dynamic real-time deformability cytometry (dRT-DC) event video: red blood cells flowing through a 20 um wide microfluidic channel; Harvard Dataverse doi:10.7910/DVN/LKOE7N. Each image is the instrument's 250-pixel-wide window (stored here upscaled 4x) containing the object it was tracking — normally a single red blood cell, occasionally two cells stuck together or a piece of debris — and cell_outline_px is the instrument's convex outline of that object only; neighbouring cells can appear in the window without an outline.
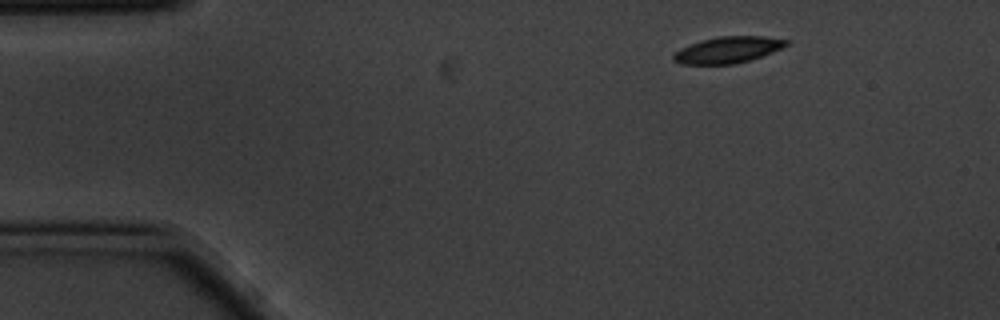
{"species": "common noctule bat (a hibernating species)", "species_latin": "Nyctalus noctula", "temperature_condition": "cold", "stored_images_in_passage": 9, "camera_frame_rate_fps": 3000, "um_per_image_px": 0.085, "animal": {"sex": "male", "body_mass_g": 20.1, "forearm_length_mm": 53.5}, "frame": {"image": 1, "passage_image": 1, "time_ms": 0.0, "image_size_px": [1000, 320], "cell_outline_px": [[792, 44], [784, 48], [736, 64], [680, 64], [672, 60], [672, 56], [680, 48], [700, 40], [716, 36], [764, 36], [792, 40]], "centroid_in_image_um": [61.91, 4.22], "position_along_channel_um": 23.1, "area_um2": 17.63}}
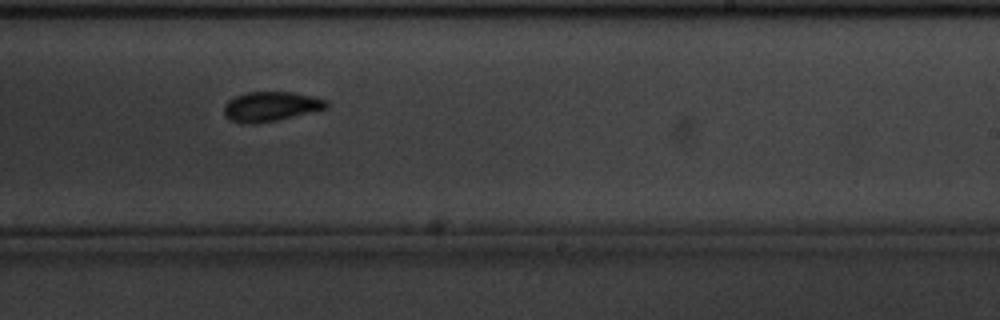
{"frame": {"image": 2, "passage_image": 9, "time_ms": 2.667, "image_size_px": [1000, 320], "cell_outline_px": [[328, 108], [276, 120], [256, 124], [244, 124], [232, 120], [224, 116], [224, 104], [228, 100], [236, 96], [248, 92], [292, 92], [312, 96], [328, 100]], "centroid_in_image_um": [23.0, 9.05], "position_along_channel_um": 266.0, "area_um2": 17.69}}